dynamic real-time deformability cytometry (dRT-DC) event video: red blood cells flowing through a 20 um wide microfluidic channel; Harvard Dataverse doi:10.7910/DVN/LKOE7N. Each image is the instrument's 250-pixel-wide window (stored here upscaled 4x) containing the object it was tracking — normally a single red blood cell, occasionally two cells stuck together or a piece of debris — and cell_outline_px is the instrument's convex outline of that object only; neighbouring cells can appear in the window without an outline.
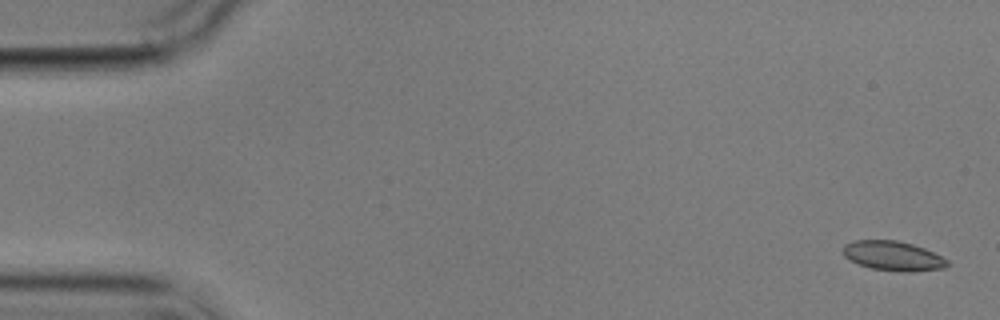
{"species": "common noctule bat (a hibernating species)", "species_latin": "Nyctalus noctula", "temperature_condition": "cold", "stored_images_in_passage": 3, "camera_frame_rate_fps": 3000, "um_per_image_px": 0.085, "animal": {"sex": "male", "body_mass_g": 17.9}, "frame": {"image": 1, "passage_image": 1, "time_ms": 0.0, "image_size_px": [1000, 320], "cell_outline_px": [[948, 264], [944, 268], [908, 272], [900, 272], [872, 268], [848, 260], [844, 256], [844, 244], [856, 240], [896, 240], [912, 244], [924, 248], [948, 260]], "centroid_in_image_um": [75.89, 21.75], "position_along_channel_um": 9.1, "area_um2": 17.8}}